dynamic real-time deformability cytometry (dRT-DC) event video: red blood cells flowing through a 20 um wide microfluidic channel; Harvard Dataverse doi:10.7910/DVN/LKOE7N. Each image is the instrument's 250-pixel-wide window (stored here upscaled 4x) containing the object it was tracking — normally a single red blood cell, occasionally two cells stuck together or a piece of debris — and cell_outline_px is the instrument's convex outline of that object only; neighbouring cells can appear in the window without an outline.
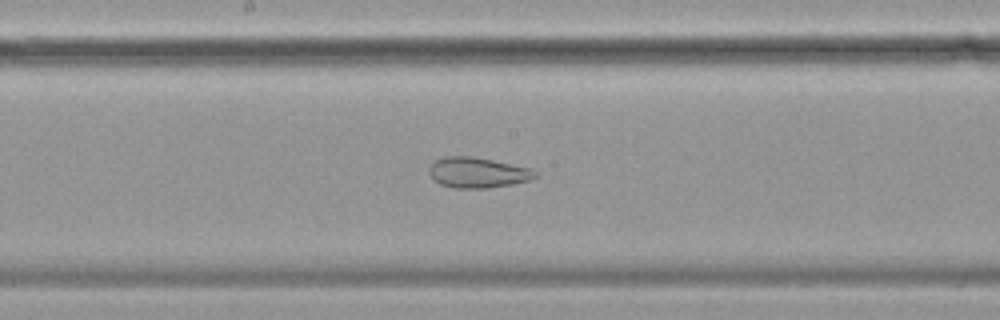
{"species": "common noctule bat (a hibernating species)", "species_latin": "Nyctalus noctula", "temperature_condition": "cold", "stored_images_in_passage": 57, "camera_frame_rate_fps": 3000, "um_per_image_px": 0.085, "animal": {"sex": "female", "body_mass_g": 19.9}, "frame": {"image": 1, "passage_image": 30, "time_ms": 9.667, "image_size_px": [1000, 320], "cell_outline_px": [[536, 176], [532, 180], [512, 184], [488, 188], [452, 188], [440, 184], [428, 172], [428, 168], [432, 160], [444, 156], [472, 156], [532, 168], [536, 172]], "centroid_in_image_um": [40.58, 14.66], "position_along_channel_um": 207.6, "area_um2": 19.02}}
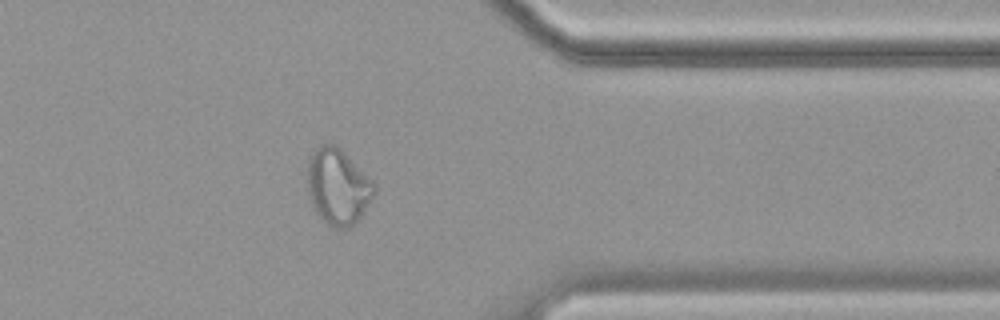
{"frame": {"image": 2, "passage_image": 46, "time_ms": 15.0, "image_size_px": [1000, 320], "cell_outline_px": [[376, 192], [360, 216], [348, 228], [336, 228], [328, 224], [316, 216], [312, 208], [308, 192], [308, 156], [320, 144], [336, 144], [376, 184]], "centroid_in_image_um": [28.69, 15.86], "position_along_channel_um": 382.7, "area_um2": 29.59}}
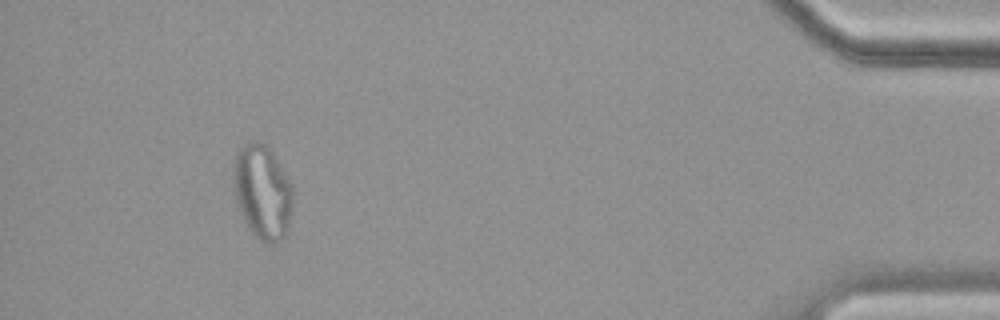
{"frame": {"image": 3, "passage_image": 53, "time_ms": 17.333, "image_size_px": [1000, 320], "cell_outline_px": [[292, 200], [288, 232], [284, 240], [276, 244], [268, 244], [260, 240], [252, 232], [244, 220], [236, 200], [232, 172], [236, 152], [244, 144], [256, 140], [260, 140], [268, 144], [292, 184]], "centroid_in_image_um": [22.32, 16.3], "position_along_channel_um": 412.9, "area_um2": 33.12}, "authors_computed_cell_mechanics": {"area_um2": 29.0734, "velocity_mm_per_s": 3.5006, "shape_relaxation_time_tau1_ms": null, "shape_relaxation_time_tau2_ms": 1.1753, "deformation_change_tau1": null, "deformation_change_tau2": 0.0757}}